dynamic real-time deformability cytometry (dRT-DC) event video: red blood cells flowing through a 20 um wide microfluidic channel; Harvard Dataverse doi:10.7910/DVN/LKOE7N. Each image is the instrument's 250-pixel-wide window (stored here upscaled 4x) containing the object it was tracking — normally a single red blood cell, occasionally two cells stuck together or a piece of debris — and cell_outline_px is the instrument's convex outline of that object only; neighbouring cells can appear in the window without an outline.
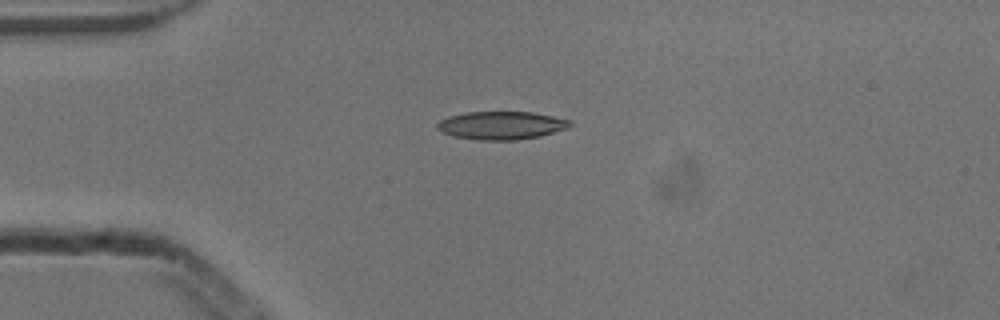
{"species": "common noctule bat (a hibernating species)", "species_latin": "Nyctalus noctula", "temperature_condition": "cold", "stored_images_in_passage": 5, "camera_frame_rate_fps": 3000, "um_per_image_px": 0.085, "animal": {"sex": "male", "body_mass_g": 13.3}, "frame": {"image": 1, "passage_image": 1, "time_ms": 0.0, "image_size_px": [1000, 320], "cell_outline_px": [[572, 124], [568, 128], [540, 136], [516, 140], [476, 140], [452, 136], [436, 128], [436, 124], [440, 120], [448, 116], [468, 112], [532, 112], [572, 120]], "centroid_in_image_um": [42.61, 10.66], "position_along_channel_um": 42.4, "area_um2": 21.79}}
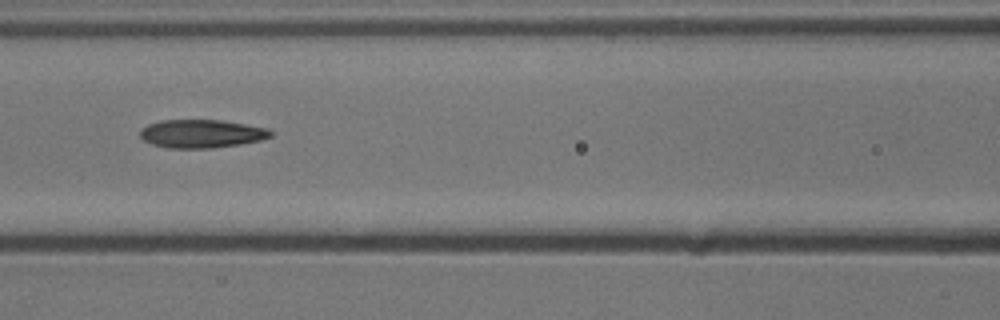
{"frame": {"image": 2, "passage_image": 4, "time_ms": 1.0, "image_size_px": [1000, 320], "cell_outline_px": [[272, 136], [260, 140], [240, 144], [212, 148], [168, 148], [152, 144], [144, 140], [140, 136], [140, 128], [148, 124], [160, 120], [224, 120], [268, 128], [272, 132]], "centroid_in_image_um": [17.12, 11.36], "position_along_channel_um": 149.5, "area_um2": 21.62}}
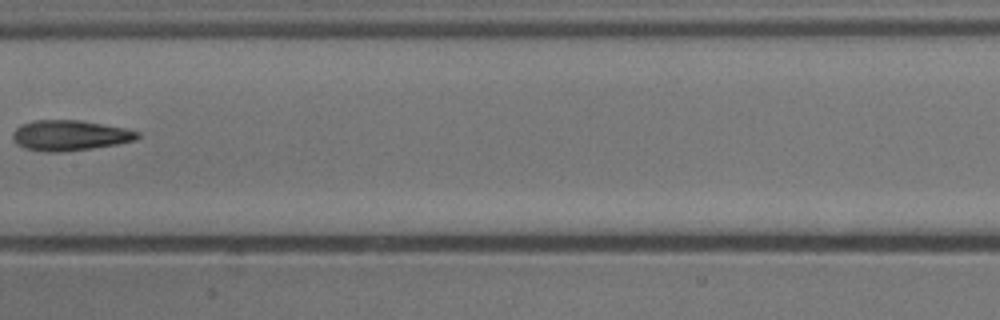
{"frame": {"image": 3, "passage_image": 5, "time_ms": 1.333, "image_size_px": [1000, 320], "cell_outline_px": [[140, 136], [136, 140], [116, 144], [92, 148], [60, 152], [48, 152], [24, 148], [16, 144], [12, 140], [12, 132], [20, 124], [32, 120], [80, 120], [124, 128], [140, 132]], "centroid_in_image_um": [5.89, 11.5], "position_along_channel_um": 201.5, "area_um2": 22.2}}